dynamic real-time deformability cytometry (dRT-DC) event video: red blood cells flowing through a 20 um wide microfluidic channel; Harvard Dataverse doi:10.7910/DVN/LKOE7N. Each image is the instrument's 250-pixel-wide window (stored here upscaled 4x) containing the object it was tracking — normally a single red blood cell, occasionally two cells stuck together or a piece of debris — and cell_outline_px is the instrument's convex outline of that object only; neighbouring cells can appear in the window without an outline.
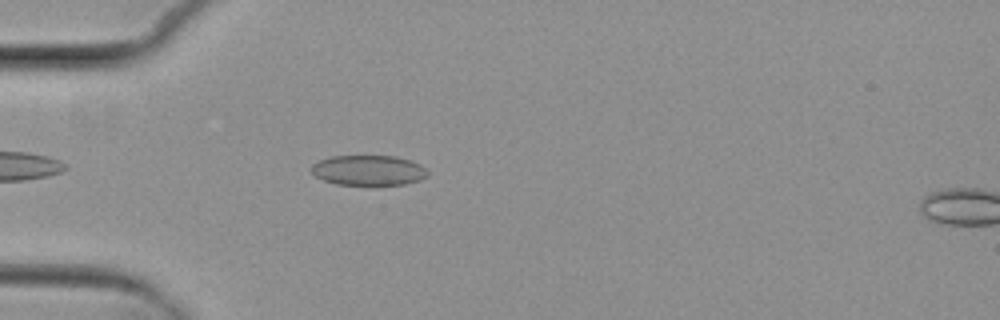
{"species": "common noctule bat (a hibernating species)", "species_latin": "Nyctalus noctula", "temperature_condition": "cold", "stored_images_in_passage": 2, "camera_frame_rate_fps": 3000, "um_per_image_px": 0.085, "animal": {"sex": "female", "body_mass_g": 29.2, "forearm_length_mm": 56.3}, "frame": {"image": 1, "passage_image": 1, "time_ms": 0.0, "image_size_px": [1000, 320], "cell_outline_px": [[428, 176], [420, 180], [404, 184], [336, 184], [324, 180], [316, 176], [312, 172], [312, 164], [320, 160], [332, 156], [396, 156], [420, 164], [428, 172]], "centroid_in_image_um": [31.33, 14.47], "position_along_channel_um": 53.7, "area_um2": 20.17}}